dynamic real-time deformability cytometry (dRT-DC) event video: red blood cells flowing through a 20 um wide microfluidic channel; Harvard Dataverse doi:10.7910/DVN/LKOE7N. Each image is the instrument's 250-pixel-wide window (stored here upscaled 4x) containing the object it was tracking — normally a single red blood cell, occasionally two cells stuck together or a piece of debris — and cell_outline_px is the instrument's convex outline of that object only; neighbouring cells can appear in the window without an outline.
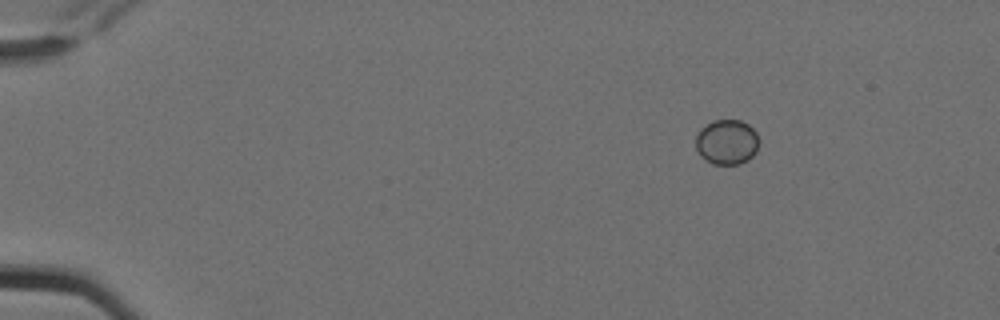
{"species": "Egyptian fruit bat (a non-hibernating species)", "species_latin": "Rousettus aegyptiacus", "temperature_condition": "cold", "stored_images_in_passage": 3, "camera_frame_rate_fps": 3000, "um_per_image_px": 0.085, "animal": {"sex": "female"}, "frame": {"image": 1, "passage_image": 1, "time_ms": 0.0, "image_size_px": [1000, 320], "cell_outline_px": [[756, 152], [748, 160], [740, 164], [712, 164], [700, 156], [696, 148], [696, 136], [700, 128], [712, 120], [740, 120], [748, 124], [756, 132]], "centroid_in_image_um": [61.74, 12.07], "position_along_channel_um": 23.3, "area_um2": 16.53}}
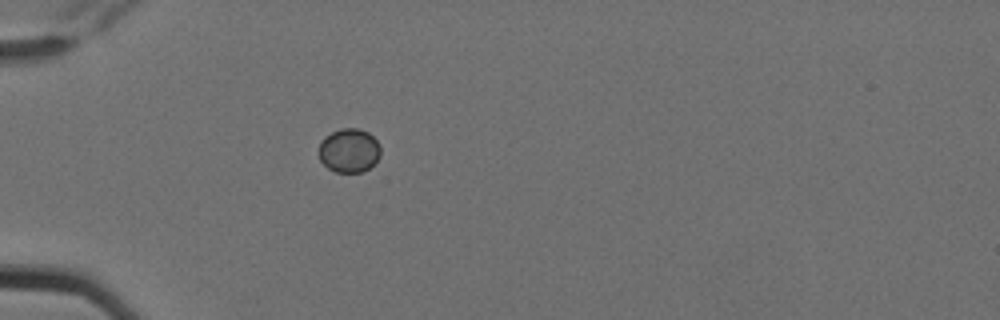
{"frame": {"image": 2, "passage_image": 3, "time_ms": 0.667, "image_size_px": [1000, 320], "cell_outline_px": [[380, 156], [364, 172], [336, 172], [328, 168], [320, 160], [320, 144], [324, 136], [340, 128], [360, 128], [368, 132], [376, 140], [380, 148]], "centroid_in_image_um": [29.67, 12.78], "position_along_channel_um": 55.3, "area_um2": 15.72}}